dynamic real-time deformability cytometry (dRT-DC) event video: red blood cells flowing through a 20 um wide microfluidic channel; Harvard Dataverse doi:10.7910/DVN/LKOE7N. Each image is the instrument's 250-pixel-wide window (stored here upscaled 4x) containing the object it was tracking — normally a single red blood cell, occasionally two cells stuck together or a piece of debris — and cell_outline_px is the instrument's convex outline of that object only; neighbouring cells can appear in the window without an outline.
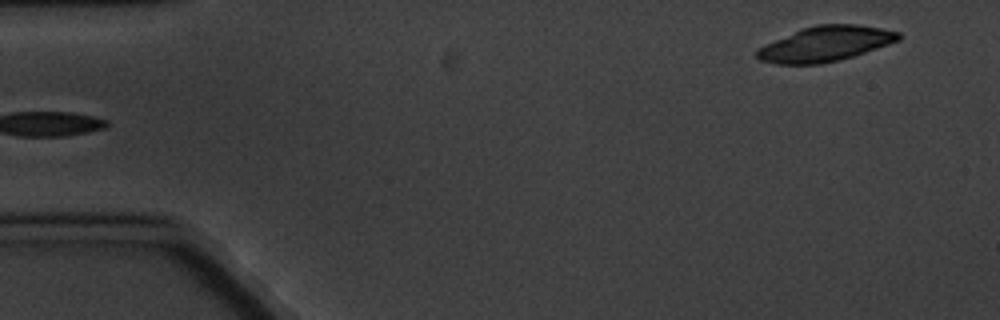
{"species": "common noctule bat (a hibernating species)", "species_latin": "Nyctalus noctula", "temperature_condition": "cold", "stored_images_in_passage": 5, "segment_of_instrument_passage": [2, 2], "camera_frame_rate_fps": 3000, "um_per_image_px": 0.085, "animal": {"sex": "male", "body_mass_g": 20.1, "forearm_length_mm": 53.5}, "frame": {"image": 1, "passage_image": 5, "time_ms": 5.0, "image_size_px": [1000, 320], "cell_outline_px": [[900, 40], [840, 60], [820, 64], [776, 64], [760, 60], [752, 52], [756, 48], [764, 44], [800, 28], [816, 24], [856, 24], [880, 28], [900, 32]], "centroid_in_image_um": [70.08, 3.72], "position_along_channel_um": 14.9, "area_um2": 29.13}}